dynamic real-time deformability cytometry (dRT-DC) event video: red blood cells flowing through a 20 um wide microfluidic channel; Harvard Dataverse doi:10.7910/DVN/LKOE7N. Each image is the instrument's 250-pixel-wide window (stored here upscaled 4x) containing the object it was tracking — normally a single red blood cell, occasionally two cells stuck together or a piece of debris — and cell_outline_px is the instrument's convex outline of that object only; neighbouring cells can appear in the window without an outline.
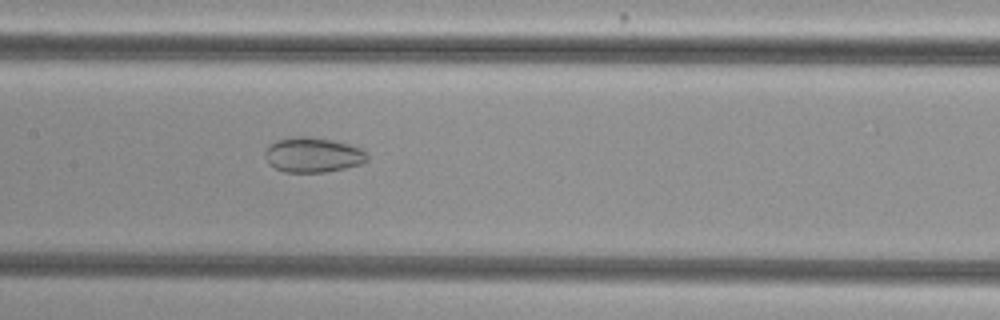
{"species": "common noctule bat (a hibernating species)", "species_latin": "Nyctalus noctula", "temperature_condition": "cold", "stored_images_in_passage": 46, "camera_frame_rate_fps": 3000, "um_per_image_px": 0.085, "animal": {"sex": "female", "body_mass_g": 29.2, "forearm_length_mm": 56.3}, "frame": {"image": 1, "passage_image": 19, "time_ms": 6.0, "image_size_px": [1000, 320], "cell_outline_px": [[368, 160], [360, 164], [344, 168], [324, 172], [284, 172], [268, 164], [264, 156], [264, 152], [276, 140], [296, 136], [308, 136], [332, 140], [348, 144], [360, 148], [368, 156]], "centroid_in_image_um": [26.57, 13.16], "position_along_channel_um": 180.8, "area_um2": 20.69}}
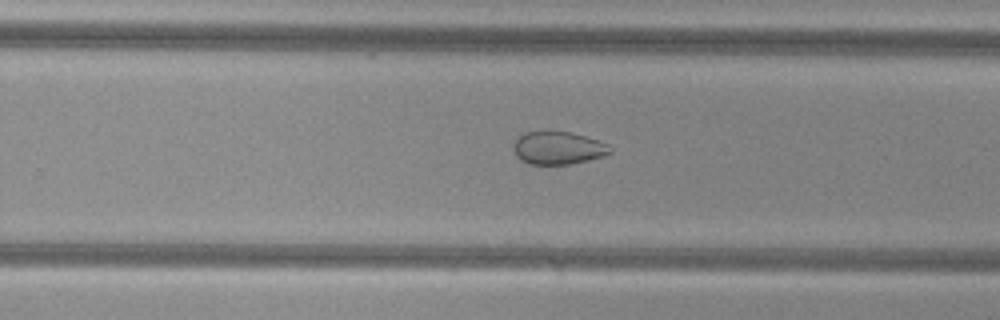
{"frame": {"image": 2, "passage_image": 27, "time_ms": 8.667, "image_size_px": [1000, 320], "cell_outline_px": [[612, 152], [604, 156], [588, 160], [568, 164], [528, 164], [520, 160], [516, 156], [512, 148], [512, 144], [524, 132], [548, 128], [572, 132], [608, 144], [612, 148]], "centroid_in_image_um": [47.39, 12.53], "position_along_channel_um": 282.4, "area_um2": 19.13}}
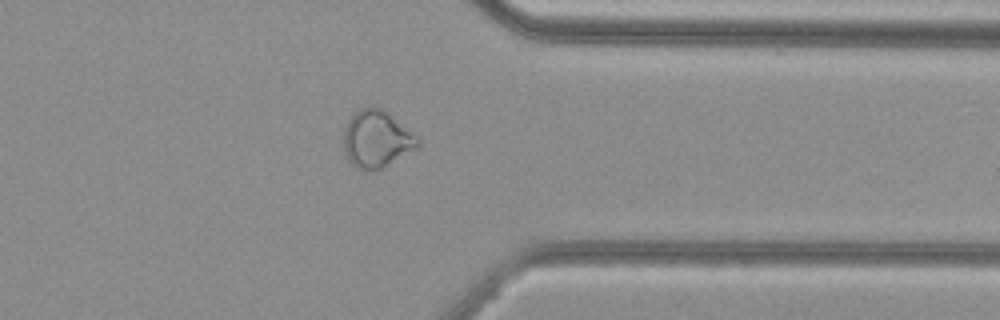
{"frame": {"image": 3, "passage_image": 35, "time_ms": 11.333, "image_size_px": [1000, 320], "cell_outline_px": [[420, 148], [372, 172], [368, 172], [356, 168], [344, 156], [344, 128], [352, 112], [360, 108], [376, 104], [384, 108], [420, 140]], "centroid_in_image_um": [31.99, 11.8], "position_along_channel_um": 379.4, "area_um2": 25.32}, "authors_computed_cell_mechanics": {"area_um2": 25.7499, "velocity_mm_per_s": 3.8174, "shape_relaxation_time_tau1_ms": null, "shape_relaxation_time_tau2_ms": 3.4393, "deformation_change_tau1": null, "deformation_change_tau2": 0.0794}}